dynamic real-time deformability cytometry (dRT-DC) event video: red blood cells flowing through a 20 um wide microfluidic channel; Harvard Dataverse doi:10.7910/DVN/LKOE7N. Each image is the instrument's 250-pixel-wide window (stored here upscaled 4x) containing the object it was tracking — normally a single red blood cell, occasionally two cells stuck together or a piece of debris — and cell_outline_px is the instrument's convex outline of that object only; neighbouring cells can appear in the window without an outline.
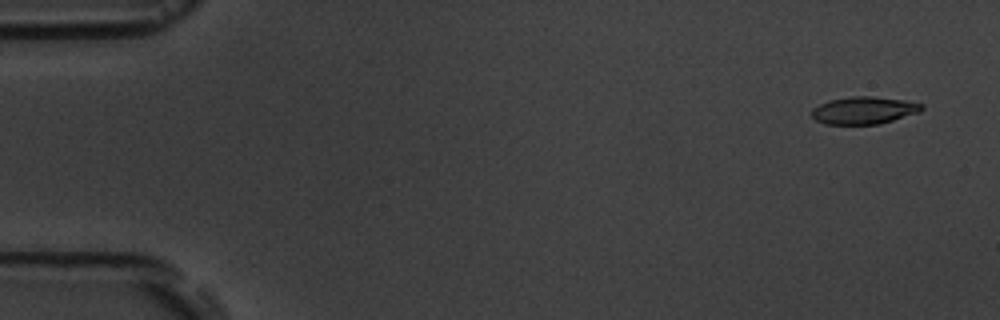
{"species": "common noctule bat (a hibernating species)", "species_latin": "Nyctalus noctula", "temperature_condition": "room temperature", "stored_images_in_passage": 4, "camera_frame_rate_fps": 3000, "um_per_image_px": 0.085, "animal": {"sex": "male", "body_mass_g": 19.5, "forearm_length_mm": 54.6}, "frame": {"image": 1, "passage_image": 1, "time_ms": 0.0, "image_size_px": [1000, 320], "cell_outline_px": [[924, 108], [920, 112], [880, 124], [824, 124], [816, 120], [812, 116], [812, 108], [828, 100], [852, 96], [872, 96], [904, 100], [924, 104]], "centroid_in_image_um": [73.44, 9.37], "position_along_channel_um": 11.6, "area_um2": 17.63}}
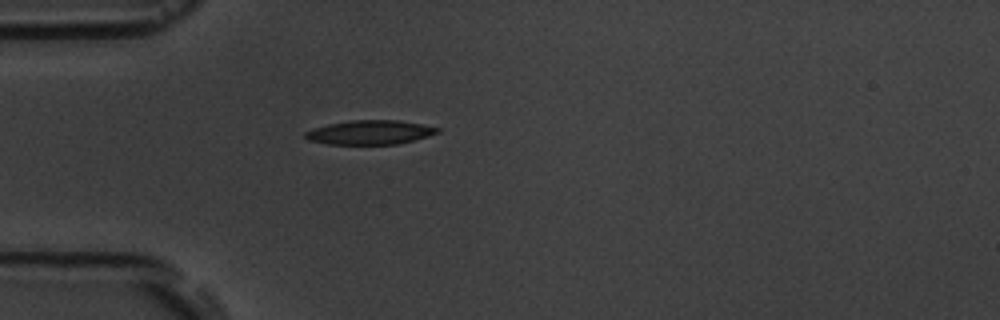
{"frame": {"image": 2, "passage_image": 4, "time_ms": 4.333, "image_size_px": [1000, 320], "cell_outline_px": [[440, 132], [428, 136], [396, 144], [328, 144], [308, 140], [304, 136], [304, 132], [312, 128], [328, 124], [352, 120], [400, 120], [440, 128]], "centroid_in_image_um": [31.41, 11.24], "position_along_channel_um": 53.6, "area_um2": 18.55}}